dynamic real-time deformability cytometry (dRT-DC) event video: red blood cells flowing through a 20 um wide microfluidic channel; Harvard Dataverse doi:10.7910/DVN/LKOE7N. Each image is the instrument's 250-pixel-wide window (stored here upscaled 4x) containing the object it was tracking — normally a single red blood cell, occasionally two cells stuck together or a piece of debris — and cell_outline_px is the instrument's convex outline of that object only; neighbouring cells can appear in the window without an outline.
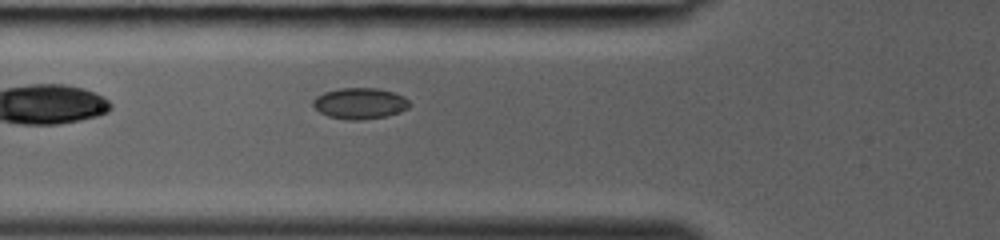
{"species": "common noctule bat (a hibernating species)", "species_latin": "Nyctalus noctula", "temperature_condition": "room temperature", "stored_images_in_passage": 24, "camera_frame_rate_fps": 3000, "um_per_image_px": 0.085, "animal": {"sex": "female", "body_mass_g": 19.0, "forearm_length_mm": 53.3}, "frame": {"image": 1, "passage_image": 2, "time_ms": 0.333, "image_size_px": [1000, 240], "cell_outline_px": [[412, 104], [408, 108], [388, 116], [360, 120], [348, 120], [328, 116], [320, 112], [312, 104], [312, 100], [316, 96], [324, 92], [340, 88], [380, 88], [404, 96]], "centroid_in_image_um": [30.6, 8.78], "position_along_channel_um": 95.2, "area_um2": 17.57}}
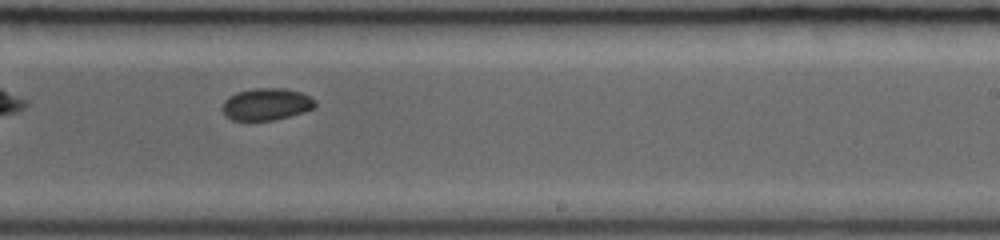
{"frame": {"image": 2, "passage_image": 12, "time_ms": 3.667, "image_size_px": [1000, 240], "cell_outline_px": [[316, 104], [312, 108], [304, 112], [272, 120], [232, 120], [224, 116], [224, 100], [228, 96], [236, 92], [256, 88], [284, 88], [300, 92], [316, 100]], "centroid_in_image_um": [22.63, 8.85], "position_along_channel_um": 266.4, "area_um2": 17.17}}
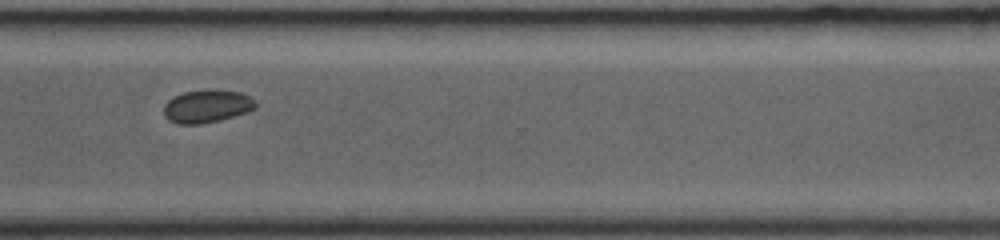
{"frame": {"image": 3, "passage_image": 17, "time_ms": 5.333, "image_size_px": [1000, 240], "cell_outline_px": [[256, 108], [248, 112], [220, 120], [200, 124], [176, 124], [168, 120], [164, 116], [164, 104], [168, 100], [184, 92], [240, 92], [252, 96], [256, 100]], "centroid_in_image_um": [17.6, 9.08], "position_along_channel_um": 353.0, "area_um2": 17.17}}